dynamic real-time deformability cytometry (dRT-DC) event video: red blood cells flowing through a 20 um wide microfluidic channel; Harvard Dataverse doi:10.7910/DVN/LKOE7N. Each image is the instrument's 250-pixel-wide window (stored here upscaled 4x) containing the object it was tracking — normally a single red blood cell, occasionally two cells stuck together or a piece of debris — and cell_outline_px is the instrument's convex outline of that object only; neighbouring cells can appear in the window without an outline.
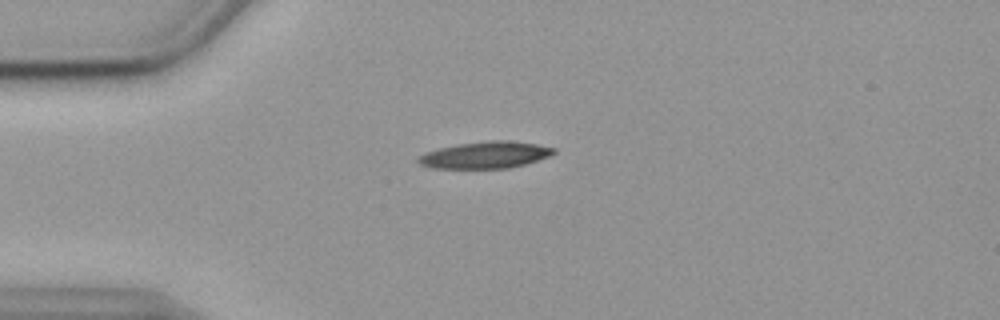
{"species": "common noctule bat (a hibernating species)", "species_latin": "Nyctalus noctula", "temperature_condition": "cold", "stored_images_in_passage": 43, "camera_frame_rate_fps": 3000, "um_per_image_px": 0.085, "animal": {"sex": "female", "body_mass_g": 19.9}, "frame": {"image": 1, "passage_image": 1, "time_ms": 0.0, "image_size_px": [1000, 320], "cell_outline_px": [[556, 152], [548, 156], [524, 164], [508, 168], [432, 168], [420, 164], [416, 160], [424, 152], [440, 148], [460, 144], [492, 140], [508, 140], [536, 144], [556, 148]], "centroid_in_image_um": [41.24, 13.17], "position_along_channel_um": 43.8, "area_um2": 20.87}}
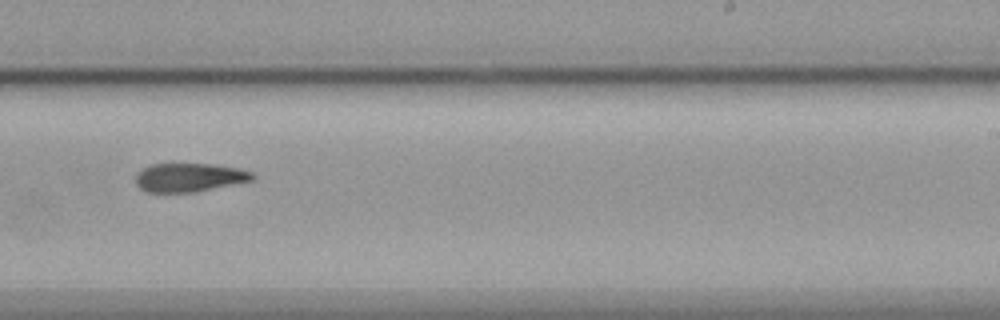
{"frame": {"image": 2, "passage_image": 22, "time_ms": 7.0, "image_size_px": [1000, 320], "cell_outline_px": [[256, 180], [196, 192], [144, 192], [136, 184], [136, 172], [152, 164], [212, 164], [240, 168], [252, 172], [256, 176]], "centroid_in_image_um": [16.13, 15.09], "position_along_channel_um": 272.9, "area_um2": 19.77}}
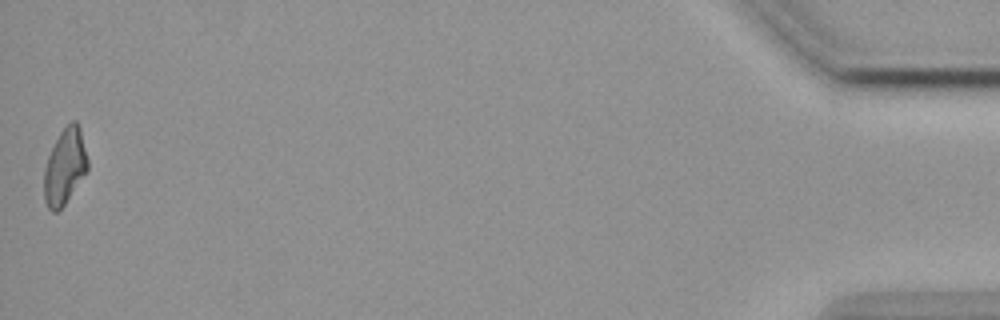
{"frame": {"image": 3, "passage_image": 43, "time_ms": 14.0, "image_size_px": [1000, 320], "cell_outline_px": [[88, 168], [64, 204], [56, 212], [52, 212], [48, 208], [44, 200], [44, 168], [48, 156], [60, 132], [72, 120], [76, 120], [80, 128], [88, 160]], "centroid_in_image_um": [5.49, 14.15], "position_along_channel_um": 429.7, "area_um2": 18.9}}